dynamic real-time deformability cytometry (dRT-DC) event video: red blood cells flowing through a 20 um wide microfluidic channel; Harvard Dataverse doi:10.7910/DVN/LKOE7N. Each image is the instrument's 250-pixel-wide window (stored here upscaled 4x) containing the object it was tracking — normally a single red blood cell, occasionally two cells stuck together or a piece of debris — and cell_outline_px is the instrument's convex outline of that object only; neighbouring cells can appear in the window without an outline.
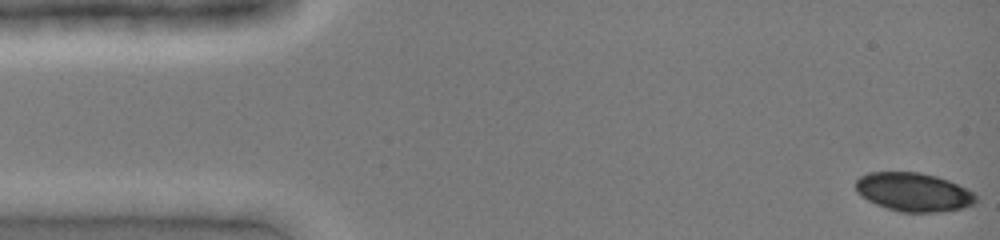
{"species": "common noctule bat (a hibernating species)", "species_latin": "Nyctalus noctula", "temperature_condition": "cold", "stored_images_in_passage": 14, "camera_frame_rate_fps": 3000, "um_per_image_px": 0.085, "animal": {"sex": "female", "body_mass_g": 19.0, "forearm_length_mm": 51.5}, "frame": {"image": 1, "passage_image": 1, "time_ms": 0.0, "image_size_px": [1000, 240], "cell_outline_px": [[976, 204], [964, 208], [936, 212], [900, 212], [876, 204], [860, 196], [856, 192], [856, 180], [860, 176], [868, 172], [920, 172], [936, 176], [948, 180], [972, 192], [976, 196]], "centroid_in_image_um": [77.63, 16.32], "position_along_channel_um": 7.4, "area_um2": 27.05}}